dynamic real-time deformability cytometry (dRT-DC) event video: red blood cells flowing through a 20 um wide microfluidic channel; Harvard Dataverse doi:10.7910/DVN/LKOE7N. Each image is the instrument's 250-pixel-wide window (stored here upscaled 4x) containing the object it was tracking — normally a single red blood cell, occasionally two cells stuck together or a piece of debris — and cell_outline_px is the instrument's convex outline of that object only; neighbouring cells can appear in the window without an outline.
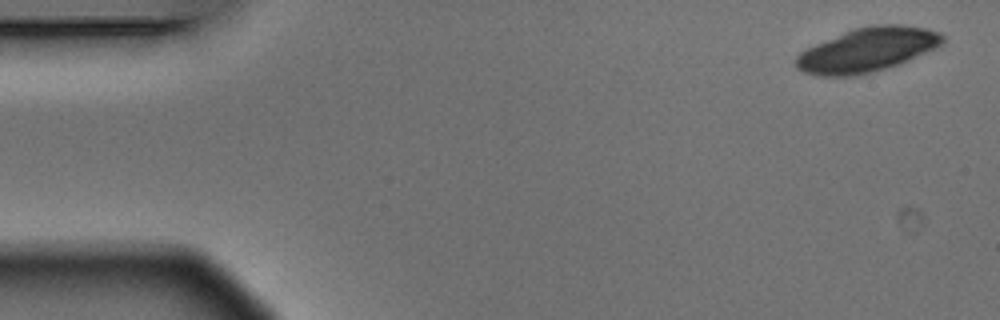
{"species": "Egyptian fruit bat (a non-hibernating species)", "species_latin": "Rousettus aegyptiacus", "temperature_condition": "warm", "stored_images_in_passage": 4, "camera_frame_rate_fps": 3000, "um_per_image_px": 0.085, "animal": {"sex": "male"}, "frame": {"image": 1, "passage_image": 1, "time_ms": 0.0, "image_size_px": [1000, 320], "cell_outline_px": [[944, 40], [936, 48], [900, 64], [852, 76], [816, 76], [804, 72], [796, 68], [796, 56], [800, 52], [816, 44], [844, 32], [856, 28], [876, 24], [900, 24], [928, 28], [940, 32], [944, 36]], "centroid_in_image_um": [73.74, 4.23], "position_along_channel_um": 11.3, "area_um2": 37.45}}